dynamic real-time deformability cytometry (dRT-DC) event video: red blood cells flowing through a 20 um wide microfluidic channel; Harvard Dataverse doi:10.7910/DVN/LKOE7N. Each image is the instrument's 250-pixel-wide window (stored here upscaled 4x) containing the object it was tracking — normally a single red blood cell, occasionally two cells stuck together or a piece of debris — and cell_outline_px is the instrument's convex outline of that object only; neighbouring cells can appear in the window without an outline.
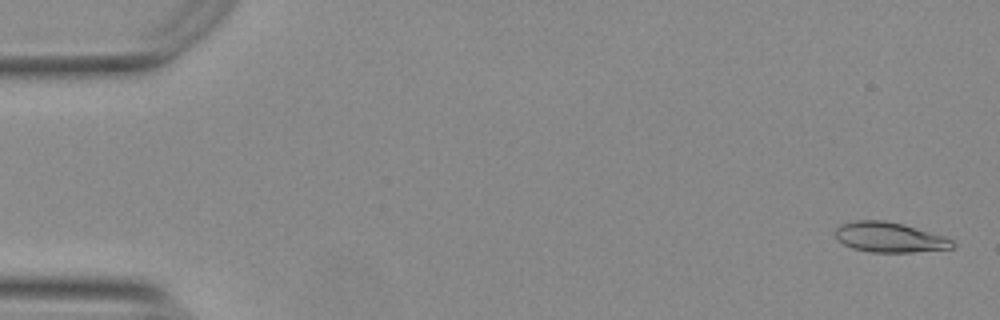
{"species": "Egyptian fruit bat (a non-hibernating species)", "species_latin": "Rousettus aegyptiacus", "temperature_condition": "warm", "stored_images_in_passage": 55, "camera_frame_rate_fps": 3000, "um_per_image_px": 0.085, "animal": {"sex": "female"}, "frame": {"image": 1, "passage_image": 2, "time_ms": 0.333, "image_size_px": [1000, 320], "cell_outline_px": [[956, 244], [952, 248], [912, 252], [872, 252], [852, 248], [844, 244], [836, 236], [836, 228], [840, 224], [856, 220], [884, 220], [904, 224], [944, 236], [952, 240]], "centroid_in_image_um": [75.62, 20.16], "position_along_channel_um": 9.4, "area_um2": 20.4}}
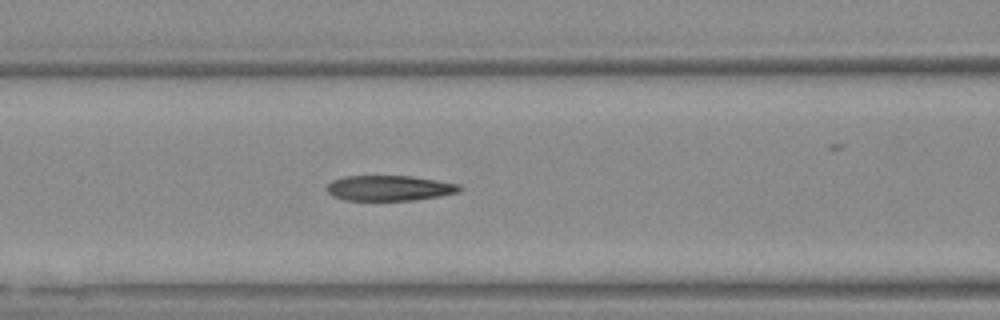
{"frame": {"image": 2, "passage_image": 23, "time_ms": 7.333, "image_size_px": [1000, 320], "cell_outline_px": [[464, 188], [460, 192], [440, 196], [412, 200], [344, 200], [332, 196], [324, 188], [332, 180], [344, 176], [412, 176], [460, 184]], "centroid_in_image_um": [33.1, 15.98], "position_along_channel_um": 133.5, "area_um2": 19.77}}
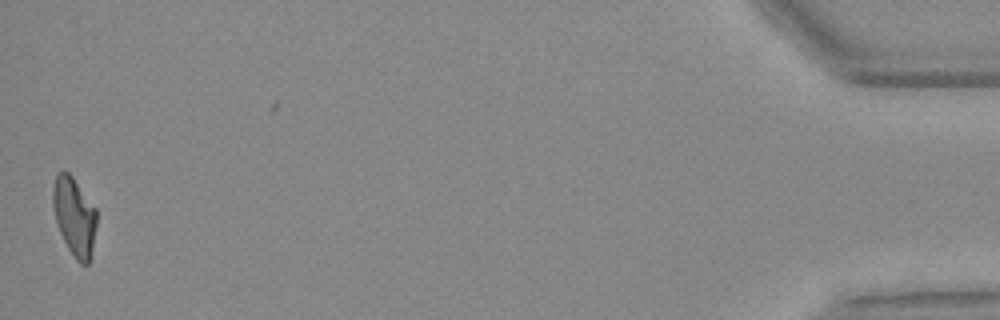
{"frame": {"image": 3, "passage_image": 54, "time_ms": 17.667, "image_size_px": [1000, 320], "cell_outline_px": [[96, 224], [88, 264], [80, 264], [76, 260], [68, 248], [56, 224], [52, 204], [52, 188], [56, 176], [60, 172], [68, 172], [72, 176], [96, 208]], "centroid_in_image_um": [6.29, 18.38], "position_along_channel_um": 428.9, "area_um2": 19.71}, "authors_computed_cell_mechanics": {"area_um2": 20.519, "velocity_mm_per_s": 3.778, "shape_relaxation_time_tau1_ms": null, "shape_relaxation_time_tau2_ms": 2.5798, "deformation_change_tau1": null, "deformation_change_tau2": 0.1217}}